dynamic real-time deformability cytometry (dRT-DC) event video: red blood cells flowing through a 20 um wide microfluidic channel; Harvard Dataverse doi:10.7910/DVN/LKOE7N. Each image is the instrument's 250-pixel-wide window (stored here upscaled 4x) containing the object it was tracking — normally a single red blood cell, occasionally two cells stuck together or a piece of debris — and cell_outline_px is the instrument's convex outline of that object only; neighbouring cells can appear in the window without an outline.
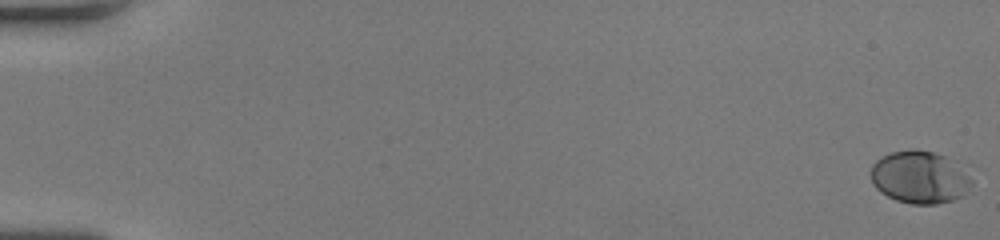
{"species": "human", "species_latin": "Homo sapiens", "temperature_condition": "room temperature", "stored_images_in_passage": 54, "camera_frame_rate_fps": 3000, "um_per_image_px": 0.085, "donor": {"sex": "female"}, "frame": {"image": 1, "passage_image": 1, "time_ms": 0.0, "image_size_px": [1000, 240], "cell_outline_px": [[972, 184], [964, 196], [952, 200], [936, 204], [912, 204], [896, 200], [880, 192], [872, 184], [872, 164], [880, 156], [892, 152], [908, 148], [916, 148], [932, 152], [956, 160], [972, 180]], "centroid_in_image_um": [78.18, 15.05], "position_along_channel_um": 6.8, "area_um2": 31.21}}
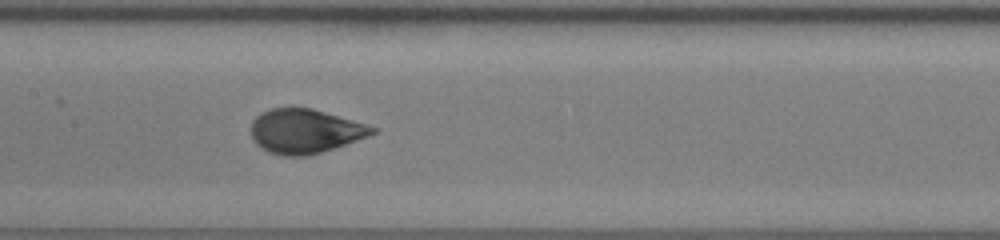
{"frame": {"image": 2, "passage_image": 29, "time_ms": 9.333, "image_size_px": [1000, 240], "cell_outline_px": [[380, 128], [376, 132], [368, 136], [320, 152], [304, 156], [284, 156], [268, 152], [260, 148], [256, 144], [252, 136], [252, 120], [260, 112], [268, 108], [312, 108]], "centroid_in_image_um": [25.9, 11.14], "position_along_channel_um": 181.5, "area_um2": 31.15}}
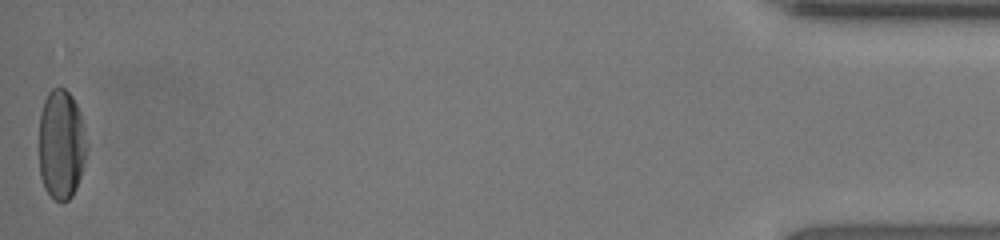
{"frame": {"image": 3, "passage_image": 54, "time_ms": 17.667, "image_size_px": [1000, 240], "cell_outline_px": [[88, 148], [80, 176], [76, 188], [72, 196], [68, 200], [60, 204], [44, 188], [40, 176], [40, 112], [44, 100], [48, 92], [52, 88], [64, 88], [72, 96], [80, 112], [88, 144]], "centroid_in_image_um": [5.22, 12.28], "position_along_channel_um": 430.0, "area_um2": 30.69}, "authors_computed_cell_mechanics": {"area_um2": 30.5184, "velocity_mm_per_s": 4.0565, "shape_relaxation_time_tau1_ms": 3.3068, "shape_relaxation_time_tau2_ms": null, "deformation_change_tau1": 0.1591, "deformation_change_tau2": null}}